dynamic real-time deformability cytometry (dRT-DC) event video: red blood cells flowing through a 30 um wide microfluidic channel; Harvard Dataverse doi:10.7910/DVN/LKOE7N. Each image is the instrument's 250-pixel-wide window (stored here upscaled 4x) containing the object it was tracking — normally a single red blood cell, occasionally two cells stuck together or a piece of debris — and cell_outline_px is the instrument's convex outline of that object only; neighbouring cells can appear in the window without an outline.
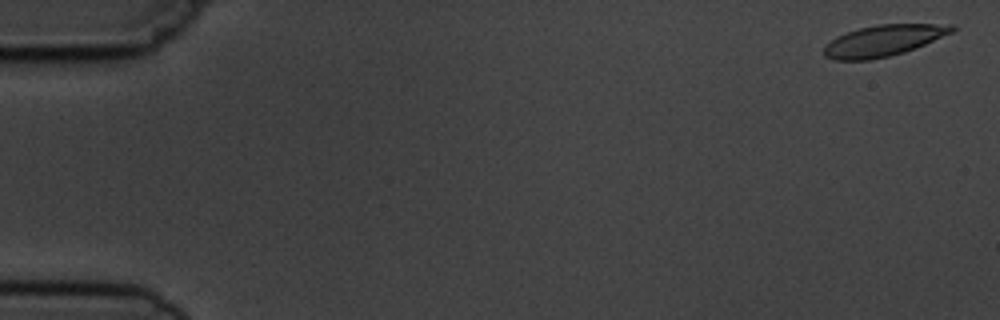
{"species": "common noctule bat (a hibernating species)", "species_latin": "Nyctalus noctula", "temperature_condition": "cold", "stored_images_in_passage": 5, "camera_frame_rate_fps": 3000, "um_per_image_px": 0.085, "animal": {"sex": "male", "body_mass_g": 19.5, "forearm_length_mm": 54.6}, "frame": {"image": 1, "passage_image": 1, "time_ms": 0.0, "image_size_px": [1000, 320], "cell_outline_px": [[956, 28], [952, 32], [916, 48], [904, 52], [872, 60], [836, 60], [824, 56], [824, 48], [836, 36], [860, 28], [876, 24], [956, 24]], "centroid_in_image_um": [75.12, 3.45], "position_along_channel_um": 9.9, "area_um2": 23.12}}
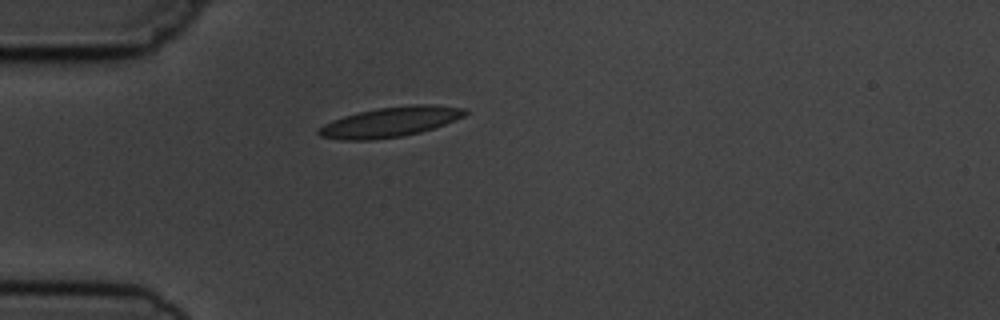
{"frame": {"image": 2, "passage_image": 5, "time_ms": 4.667, "image_size_px": [1000, 320], "cell_outline_px": [[468, 112], [464, 116], [444, 124], [420, 132], [400, 136], [372, 140], [340, 140], [320, 136], [316, 132], [324, 124], [332, 120], [344, 116], [376, 108], [412, 104], [432, 104], [468, 108]], "centroid_in_image_um": [33.18, 10.35], "position_along_channel_um": 51.8, "area_um2": 25.55}}